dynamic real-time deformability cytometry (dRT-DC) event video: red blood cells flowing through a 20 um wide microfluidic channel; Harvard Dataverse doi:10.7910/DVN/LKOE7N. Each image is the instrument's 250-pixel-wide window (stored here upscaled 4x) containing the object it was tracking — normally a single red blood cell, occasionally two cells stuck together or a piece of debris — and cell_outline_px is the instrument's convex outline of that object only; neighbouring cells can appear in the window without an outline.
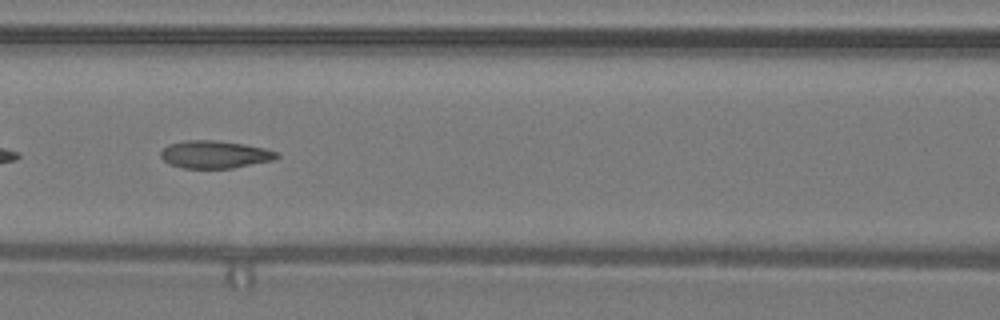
{"species": "common noctule bat (a hibernating species)", "species_latin": "Nyctalus noctula", "temperature_condition": "warm", "stored_images_in_passage": 41, "camera_frame_rate_fps": 3000, "um_per_image_px": 0.085, "animal": {"sex": "male", "body_mass_g": 19.2, "forearm_length_mm": 51.8}, "frame": {"image": 1, "passage_image": 18, "time_ms": 5.667, "image_size_px": [1000, 320], "cell_outline_px": [[280, 156], [276, 160], [232, 168], [184, 168], [168, 164], [160, 156], [160, 152], [168, 144], [184, 140], [216, 140], [244, 144], [264, 148], [276, 152]], "centroid_in_image_um": [18.25, 13.13], "position_along_channel_um": 148.3, "area_um2": 18.79}}
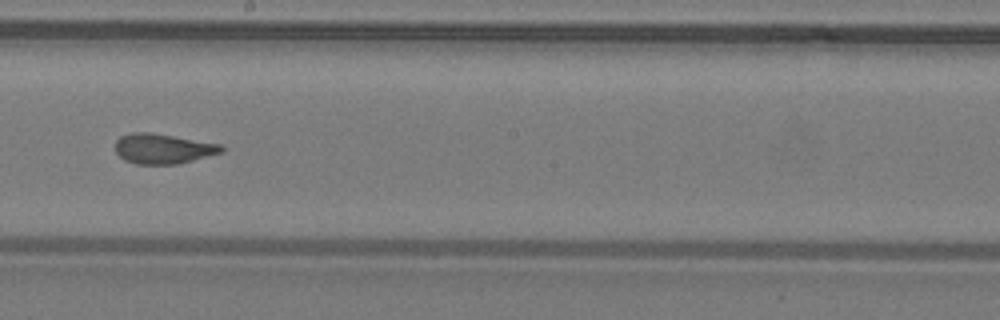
{"frame": {"image": 2, "passage_image": 24, "time_ms": 7.667, "image_size_px": [1000, 320], "cell_outline_px": [[224, 152], [176, 164], [136, 164], [124, 160], [116, 152], [116, 140], [120, 136], [132, 132], [152, 132], [220, 144], [224, 148]], "centroid_in_image_um": [13.84, 12.63], "position_along_channel_um": 234.4, "area_um2": 18.55}, "authors_computed_cell_mechanics": {"area_um2": 18.9006, "velocity_mm_per_s": 4.3126, "shape_relaxation_time_tau1_ms": null, "shape_relaxation_time_tau2_ms": 1.3077, "deformation_change_tau1": null, "deformation_change_tau2": 0.0892}}